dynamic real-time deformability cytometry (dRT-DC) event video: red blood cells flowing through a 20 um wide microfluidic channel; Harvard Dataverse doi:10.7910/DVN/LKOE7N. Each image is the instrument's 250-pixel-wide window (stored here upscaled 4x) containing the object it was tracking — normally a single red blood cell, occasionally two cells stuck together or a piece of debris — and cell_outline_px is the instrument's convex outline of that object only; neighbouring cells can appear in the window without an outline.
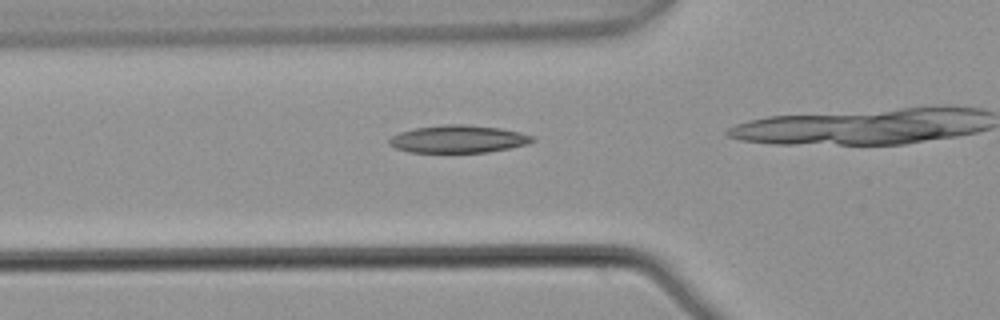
{"species": "common noctule bat (a hibernating species)", "species_latin": "Nyctalus noctula", "temperature_condition": "warm", "stored_images_in_passage": 12, "camera_frame_rate_fps": 3000, "um_per_image_px": 0.085, "animal": {"sex": "male", "body_mass_g": 21.5, "forearm_length_mm": 52.0}, "frame": {"image": 1, "passage_image": 6, "time_ms": 1.667, "image_size_px": [1000, 320], "cell_outline_px": [[536, 140], [528, 144], [488, 152], [408, 152], [396, 148], [388, 144], [388, 140], [392, 136], [400, 132], [416, 128], [444, 124], [468, 124], [500, 128], [520, 132], [536, 136]], "centroid_in_image_um": [38.98, 11.81], "position_along_channel_um": 86.8, "area_um2": 23.12}}